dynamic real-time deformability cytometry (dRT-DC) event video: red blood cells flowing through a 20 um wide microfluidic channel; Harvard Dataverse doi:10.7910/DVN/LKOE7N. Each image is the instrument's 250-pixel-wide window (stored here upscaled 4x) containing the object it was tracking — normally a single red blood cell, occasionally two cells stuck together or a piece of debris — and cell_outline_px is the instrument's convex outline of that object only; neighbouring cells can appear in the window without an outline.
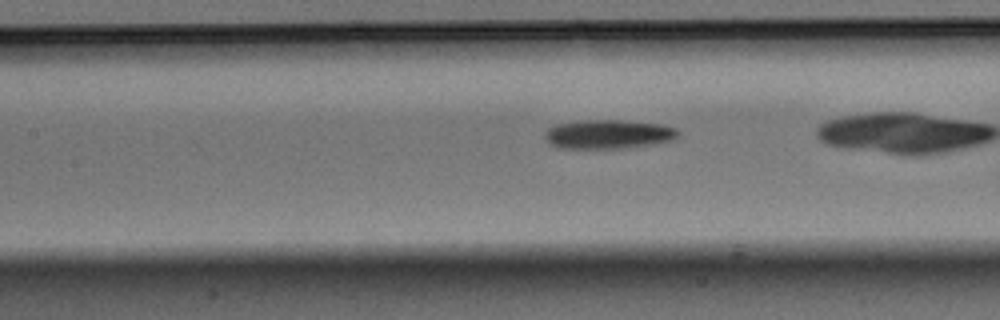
{"species": "Egyptian fruit bat (a non-hibernating species)", "species_latin": "Rousettus aegyptiacus", "temperature_condition": "warm", "stored_images_in_passage": 40, "camera_frame_rate_fps": 3000, "um_per_image_px": 0.085, "animal": {"sex": "male"}, "frame": {"image": 1, "passage_image": 22, "time_ms": 7.0, "image_size_px": [1000, 320], "cell_outline_px": [[680, 136], [676, 140], [628, 148], [560, 148], [552, 144], [544, 136], [544, 132], [548, 128], [556, 124], [580, 120], [620, 120], [660, 124], [676, 128], [680, 132]], "centroid_in_image_um": [51.75, 11.4], "position_along_channel_um": 155.6, "area_um2": 22.72}}